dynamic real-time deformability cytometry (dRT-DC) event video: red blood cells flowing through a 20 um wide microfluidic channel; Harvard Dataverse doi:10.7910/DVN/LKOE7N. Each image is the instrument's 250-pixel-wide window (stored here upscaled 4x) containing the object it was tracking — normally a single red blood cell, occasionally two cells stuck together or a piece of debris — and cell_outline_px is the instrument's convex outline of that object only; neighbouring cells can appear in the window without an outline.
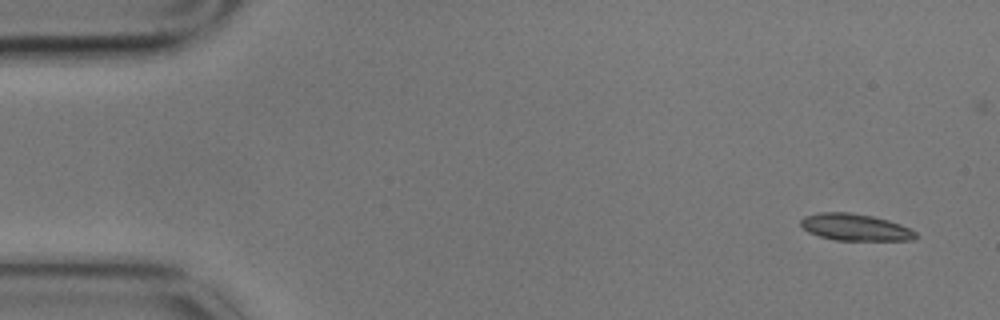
{"species": "common noctule bat (a hibernating species)", "species_latin": "Nyctalus noctula", "temperature_condition": "cold", "stored_images_in_passage": 6, "camera_frame_rate_fps": 3000, "um_per_image_px": 0.085, "animal": {"sex": "male", "body_mass_g": 17.9}, "frame": {"image": 1, "passage_image": 1, "time_ms": 0.0, "image_size_px": [1000, 320], "cell_outline_px": [[920, 236], [912, 240], [836, 240], [820, 236], [808, 232], [800, 224], [800, 220], [804, 216], [820, 212], [852, 212], [872, 216], [888, 220], [900, 224], [916, 232]], "centroid_in_image_um": [72.69, 19.31], "position_along_channel_um": 12.3, "area_um2": 17.98}}
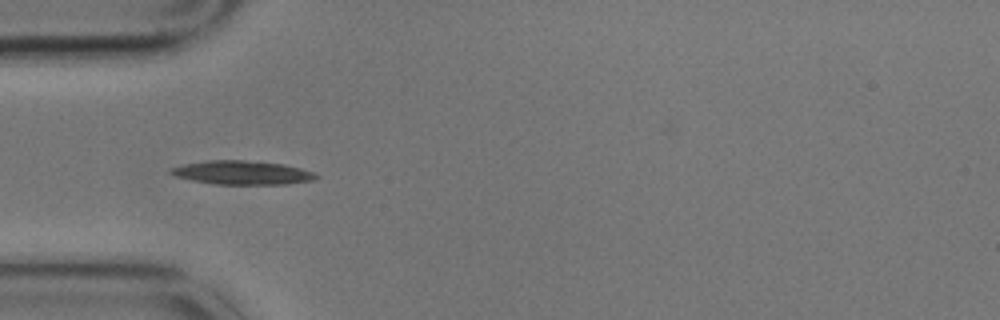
{"frame": {"image": 2, "passage_image": 5, "time_ms": 1.333, "image_size_px": [1000, 320], "cell_outline_px": [[320, 176], [316, 180], [288, 184], [212, 184], [192, 180], [176, 176], [168, 172], [172, 168], [184, 164], [208, 160], [244, 160], [284, 164], [300, 168], [312, 172]], "centroid_in_image_um": [20.62, 14.68], "position_along_channel_um": 64.4, "area_um2": 20.11}}